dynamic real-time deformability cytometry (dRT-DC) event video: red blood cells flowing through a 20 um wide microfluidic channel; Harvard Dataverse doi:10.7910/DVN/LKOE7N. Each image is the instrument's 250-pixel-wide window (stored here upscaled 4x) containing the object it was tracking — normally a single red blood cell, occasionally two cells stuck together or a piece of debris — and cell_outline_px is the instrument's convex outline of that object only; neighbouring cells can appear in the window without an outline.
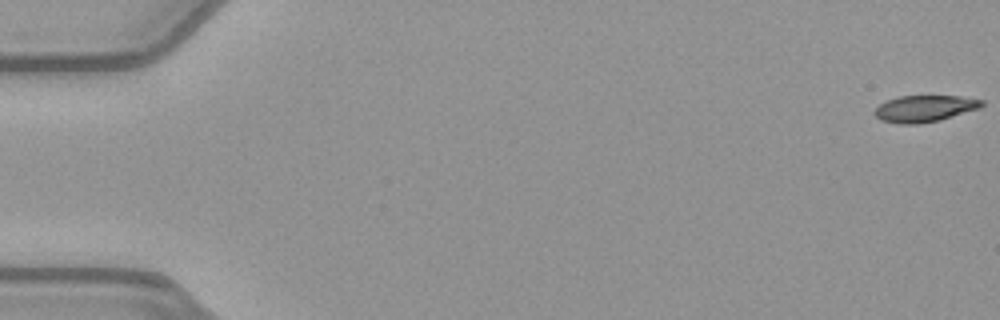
{"species": "common noctule bat (a hibernating species)", "species_latin": "Nyctalus noctula", "temperature_condition": "warm", "stored_images_in_passage": 8, "camera_frame_rate_fps": 3000, "um_per_image_px": 0.085, "animal": {"sex": "female", "body_mass_g": 21.9}, "frame": {"image": 1, "passage_image": 1, "time_ms": 0.0, "image_size_px": [1000, 320], "cell_outline_px": [[984, 104], [980, 108], [940, 120], [920, 124], [900, 124], [880, 120], [872, 112], [880, 104], [888, 100], [900, 96], [960, 96], [984, 100]], "centroid_in_image_um": [78.59, 9.23], "position_along_channel_um": 6.4, "area_um2": 16.65}}